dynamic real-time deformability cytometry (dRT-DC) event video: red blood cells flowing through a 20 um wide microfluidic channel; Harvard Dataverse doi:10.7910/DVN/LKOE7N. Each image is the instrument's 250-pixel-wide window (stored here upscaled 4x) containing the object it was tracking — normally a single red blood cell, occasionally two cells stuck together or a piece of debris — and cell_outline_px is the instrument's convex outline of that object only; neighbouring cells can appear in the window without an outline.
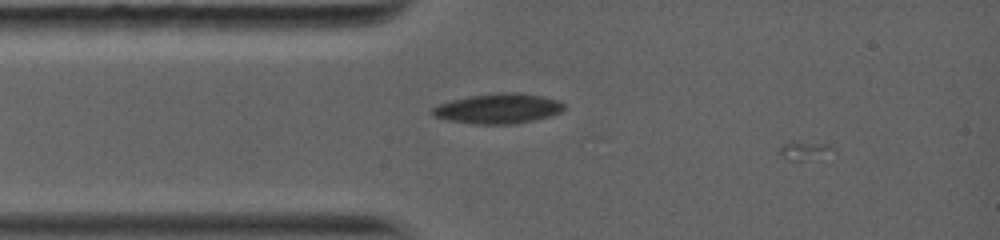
{"species": "common noctule bat (a hibernating species)", "species_latin": "Nyctalus noctula", "temperature_condition": "warm", "stored_images_in_passage": 1, "camera_frame_rate_fps": 5000, "um_per_image_px": 0.085, "animal": {"sex": "female", "body_mass_g": 19.0, "forearm_length_mm": 56.7}, "frame": {"image": 1, "passage_image": 1, "time_ms": 0.0, "image_size_px": [1000, 240], "cell_outline_px": [[564, 108], [560, 112], [548, 116], [516, 124], [476, 124], [448, 120], [436, 116], [432, 112], [432, 108], [440, 104], [452, 100], [468, 96], [500, 92], [520, 92], [560, 100], [564, 104]], "centroid_in_image_um": [42.37, 9.22], "position_along_channel_um": 42.6, "area_um2": 22.83}}